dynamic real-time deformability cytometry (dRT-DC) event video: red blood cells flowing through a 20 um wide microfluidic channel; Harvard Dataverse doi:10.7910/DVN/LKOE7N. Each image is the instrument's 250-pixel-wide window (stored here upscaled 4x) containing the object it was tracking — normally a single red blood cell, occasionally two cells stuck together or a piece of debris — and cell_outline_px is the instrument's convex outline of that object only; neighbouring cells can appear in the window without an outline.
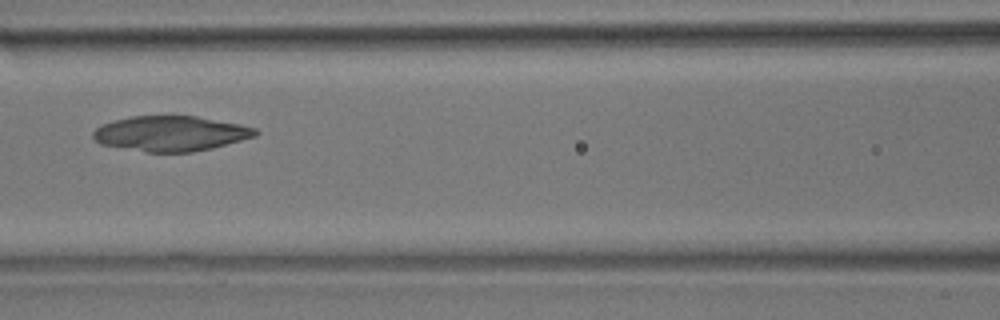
{"species": "common noctule bat (a hibernating species)", "species_latin": "Nyctalus noctula", "temperature_condition": "room temperature", "stored_images_in_passage": 8, "camera_frame_rate_fps": 3000, "um_per_image_px": 0.085, "animal": {"sex": "male", "body_mass_g": 17.9}, "frame": {"image": 1, "passage_image": 5, "time_ms": 1.333, "image_size_px": [1000, 320], "cell_outline_px": [[260, 132], [256, 136], [212, 148], [192, 152], [148, 152], [100, 144], [92, 136], [92, 132], [96, 128], [104, 124], [116, 120], [132, 116], [196, 116], [240, 124], [256, 128]], "centroid_in_image_um": [14.53, 11.35], "position_along_channel_um": 152.1, "area_um2": 33.06}}
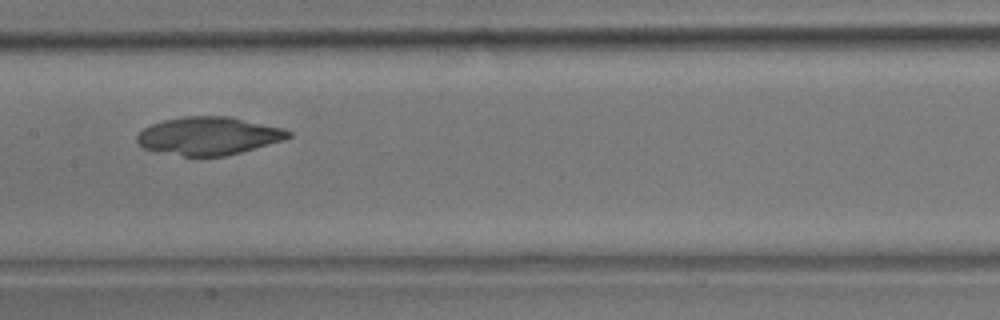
{"frame": {"image": 2, "passage_image": 6, "time_ms": 1.667, "image_size_px": [1000, 320], "cell_outline_px": [[292, 136], [280, 140], [240, 152], [224, 156], [184, 156], [144, 148], [136, 144], [136, 136], [144, 128], [152, 124], [164, 120], [184, 116], [228, 116], [284, 128], [292, 132]], "centroid_in_image_um": [17.7, 11.54], "position_along_channel_um": 189.7, "area_um2": 33.12}}